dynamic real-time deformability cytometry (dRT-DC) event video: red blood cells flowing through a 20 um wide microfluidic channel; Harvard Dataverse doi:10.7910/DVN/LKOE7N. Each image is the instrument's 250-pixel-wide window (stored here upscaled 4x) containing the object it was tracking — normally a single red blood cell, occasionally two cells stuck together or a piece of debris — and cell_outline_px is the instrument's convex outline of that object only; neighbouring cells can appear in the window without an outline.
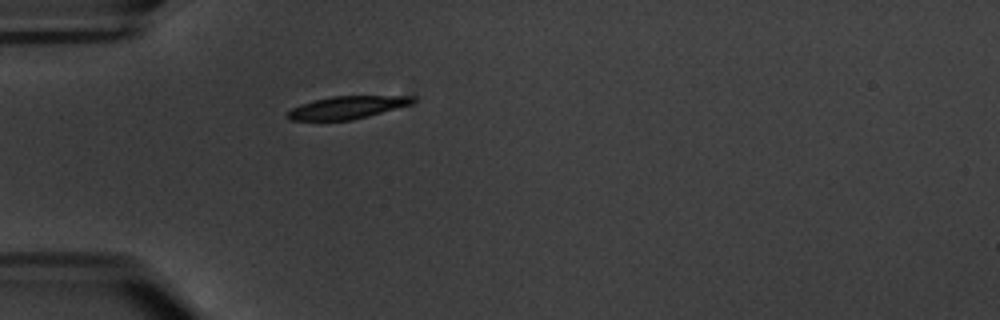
{"species": "common noctule bat (a hibernating species)", "species_latin": "Nyctalus noctula", "temperature_condition": "warm", "stored_images_in_passage": 1, "camera_frame_rate_fps": 3000, "um_per_image_px": 0.085, "animal": {"sex": "male", "body_mass_g": 20.1, "forearm_length_mm": 53.5}, "frame": {"image": 1, "passage_image": 1, "time_ms": 0.0, "image_size_px": [1000, 320], "cell_outline_px": [[416, 100], [412, 104], [368, 116], [352, 120], [288, 120], [284, 116], [292, 108], [300, 104], [332, 96], [412, 96]], "centroid_in_image_um": [29.48, 9.14], "position_along_channel_um": 55.5, "area_um2": 16.42}}